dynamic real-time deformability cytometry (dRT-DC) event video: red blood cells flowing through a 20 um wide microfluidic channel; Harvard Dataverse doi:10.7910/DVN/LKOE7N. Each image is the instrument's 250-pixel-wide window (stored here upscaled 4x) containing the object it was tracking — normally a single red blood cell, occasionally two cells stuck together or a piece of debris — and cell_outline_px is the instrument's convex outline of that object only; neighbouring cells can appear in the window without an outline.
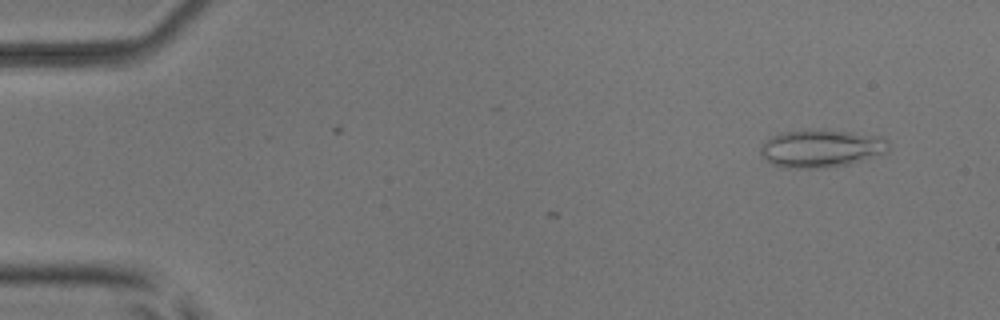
{"species": "common noctule bat (a hibernating species)", "species_latin": "Nyctalus noctula", "temperature_condition": "room temperature", "stored_images_in_passage": 7, "camera_frame_rate_fps": 3000, "um_per_image_px": 0.085, "animal": {"sex": "male", "body_mass_g": 17.9, "forearm_length_mm": 54.2}, "frame": {"image": 1, "passage_image": 4, "time_ms": 1.0, "image_size_px": [1000, 320], "cell_outline_px": [[888, 152], [848, 164], [820, 168], [784, 168], [772, 164], [760, 156], [760, 144], [764, 140], [780, 132], [808, 128], [820, 128], [852, 132], [880, 136], [884, 140], [888, 148]], "centroid_in_image_um": [69.7, 12.59], "position_along_channel_um": 15.3, "area_um2": 28.67}}